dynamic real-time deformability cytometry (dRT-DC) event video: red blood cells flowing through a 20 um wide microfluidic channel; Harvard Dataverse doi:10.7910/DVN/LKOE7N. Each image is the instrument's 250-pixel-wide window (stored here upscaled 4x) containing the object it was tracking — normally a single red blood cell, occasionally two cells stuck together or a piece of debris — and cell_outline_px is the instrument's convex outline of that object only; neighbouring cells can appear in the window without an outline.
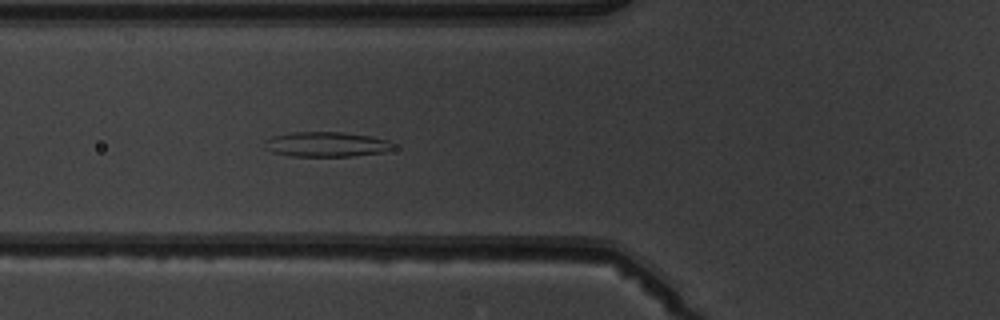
{"species": "common noctule bat (a hibernating species)", "species_latin": "Nyctalus noctula", "temperature_condition": "warm", "stored_images_in_passage": 6, "camera_frame_rate_fps": 3000, "um_per_image_px": 0.085, "animal": {"sex": "male", "body_mass_g": 19.5, "forearm_length_mm": 54.6}, "frame": {"image": 1, "passage_image": 5, "time_ms": 4.667, "image_size_px": [1000, 320], "cell_outline_px": [[396, 148], [384, 152], [352, 156], [288, 156], [272, 152], [264, 148], [264, 140], [272, 136], [292, 132], [340, 132], [372, 136], [388, 140]], "centroid_in_image_um": [27.71, 12.27], "position_along_channel_um": 98.1, "area_um2": 18.84}}